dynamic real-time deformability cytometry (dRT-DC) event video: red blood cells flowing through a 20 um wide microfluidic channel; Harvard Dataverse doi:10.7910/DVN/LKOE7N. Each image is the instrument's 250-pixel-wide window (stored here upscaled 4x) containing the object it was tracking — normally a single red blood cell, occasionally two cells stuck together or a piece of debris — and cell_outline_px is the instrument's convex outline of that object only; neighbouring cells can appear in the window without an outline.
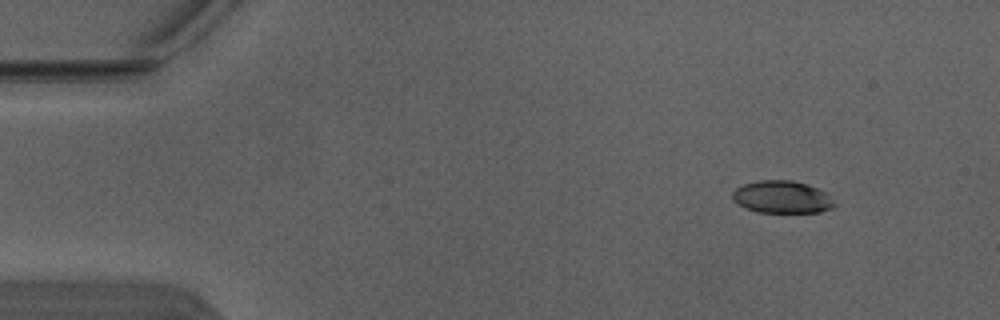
{"species": "Egyptian fruit bat (a non-hibernating species)", "species_latin": "Rousettus aegyptiacus", "temperature_condition": "warm", "stored_images_in_passage": 5, "camera_frame_rate_fps": 3000, "um_per_image_px": 0.085, "animal": {"sex": "male"}, "frame": {"image": 1, "passage_image": 1, "time_ms": 0.0, "image_size_px": [1000, 320], "cell_outline_px": [[836, 204], [832, 208], [820, 212], [760, 212], [744, 208], [732, 200], [732, 192], [736, 188], [744, 184], [760, 180], [792, 180], [808, 184], [824, 192]], "centroid_in_image_um": [66.44, 16.75], "position_along_channel_um": 18.6, "area_um2": 19.19}}
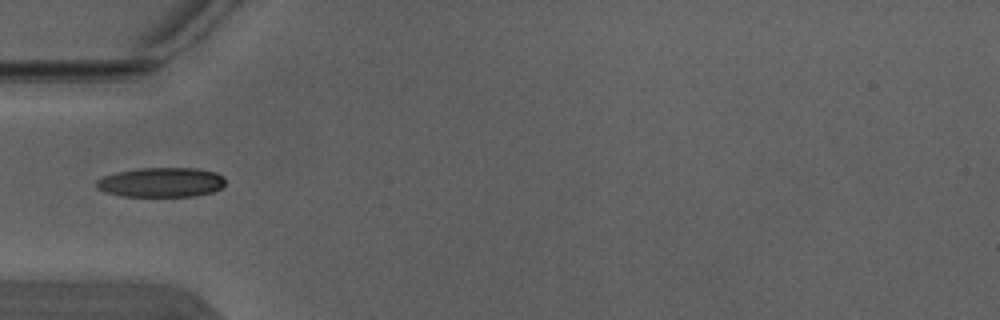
{"frame": {"image": 2, "passage_image": 4, "time_ms": 1.0, "image_size_px": [1000, 320], "cell_outline_px": [[224, 184], [220, 188], [212, 192], [196, 196], [120, 196], [104, 192], [96, 188], [96, 180], [104, 176], [116, 172], [140, 168], [196, 168], [216, 172], [224, 176]], "centroid_in_image_um": [13.69, 15.5], "position_along_channel_um": 71.3, "area_um2": 22.37}}
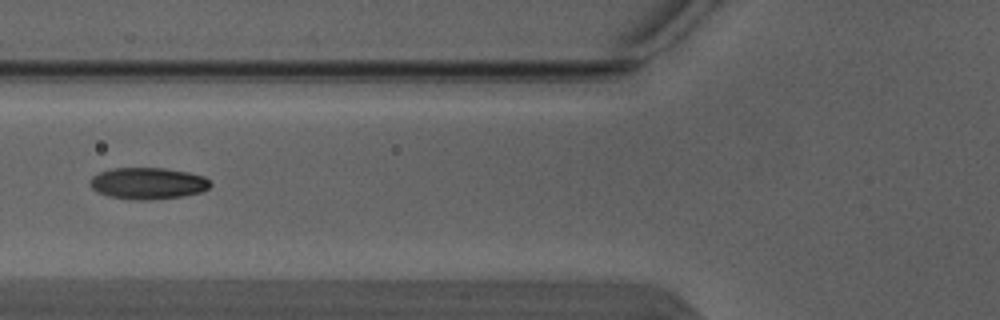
{"frame": {"image": 3, "passage_image": 5, "time_ms": 1.333, "image_size_px": [1000, 320], "cell_outline_px": [[212, 184], [208, 188], [200, 192], [184, 196], [144, 200], [136, 200], [108, 196], [96, 192], [88, 184], [88, 180], [92, 176], [100, 172], [112, 168], [164, 168], [188, 172], [204, 176]], "centroid_in_image_um": [12.53, 15.58], "position_along_channel_um": 113.3, "area_um2": 22.25}}